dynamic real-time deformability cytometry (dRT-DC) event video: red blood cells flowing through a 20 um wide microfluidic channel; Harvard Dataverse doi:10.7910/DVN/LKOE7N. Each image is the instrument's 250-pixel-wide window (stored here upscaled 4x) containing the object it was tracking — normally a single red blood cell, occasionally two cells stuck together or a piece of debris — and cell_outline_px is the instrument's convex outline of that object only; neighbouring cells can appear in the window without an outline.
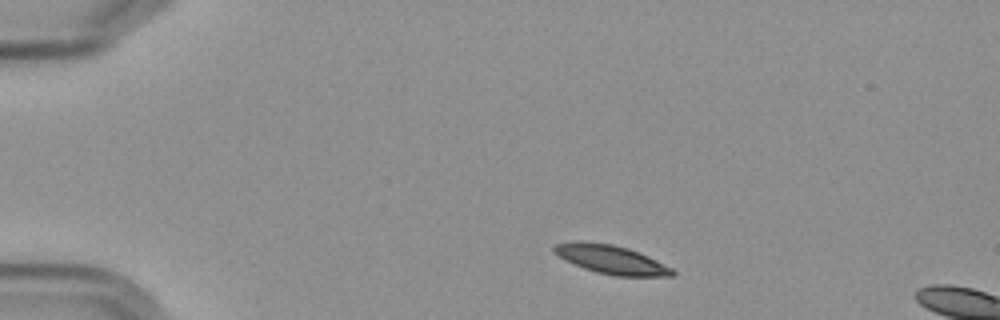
{"species": "Egyptian fruit bat (a non-hibernating species)", "species_latin": "Rousettus aegyptiacus", "temperature_condition": "cold", "stored_images_in_passage": 4, "camera_frame_rate_fps": 3000, "um_per_image_px": 0.085, "frame": {"image": 1, "passage_image": 1, "time_ms": 0.0, "image_size_px": [1000, 320], "cell_outline_px": [[676, 272], [672, 276], [616, 276], [596, 272], [584, 268], [564, 260], [552, 252], [552, 248], [556, 244], [572, 240], [584, 240], [612, 244], [628, 248], [648, 256], [672, 268]], "centroid_in_image_um": [51.89, 22.03], "position_along_channel_um": 33.1, "area_um2": 20.0}}
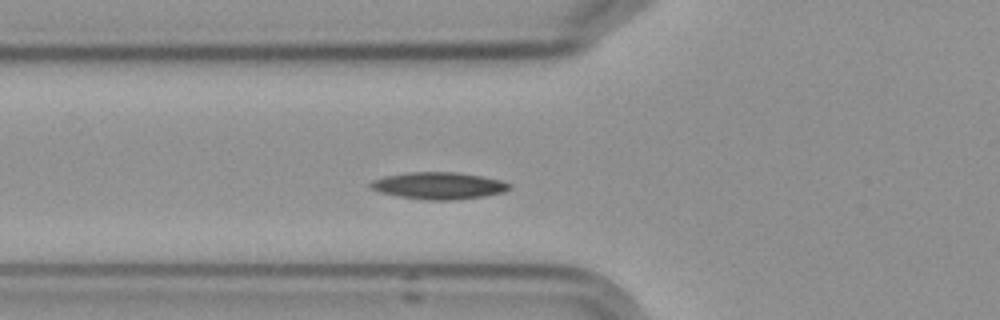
{"frame": {"image": 2, "passage_image": 4, "time_ms": 3.333, "image_size_px": [1000, 320], "cell_outline_px": [[512, 188], [504, 192], [484, 196], [456, 200], [424, 200], [396, 196], [380, 192], [372, 188], [368, 184], [372, 180], [384, 176], [408, 172], [456, 172], [480, 176], [500, 180], [512, 184]], "centroid_in_image_um": [37.29, 15.79], "position_along_channel_um": 88.5, "area_um2": 21.96}}